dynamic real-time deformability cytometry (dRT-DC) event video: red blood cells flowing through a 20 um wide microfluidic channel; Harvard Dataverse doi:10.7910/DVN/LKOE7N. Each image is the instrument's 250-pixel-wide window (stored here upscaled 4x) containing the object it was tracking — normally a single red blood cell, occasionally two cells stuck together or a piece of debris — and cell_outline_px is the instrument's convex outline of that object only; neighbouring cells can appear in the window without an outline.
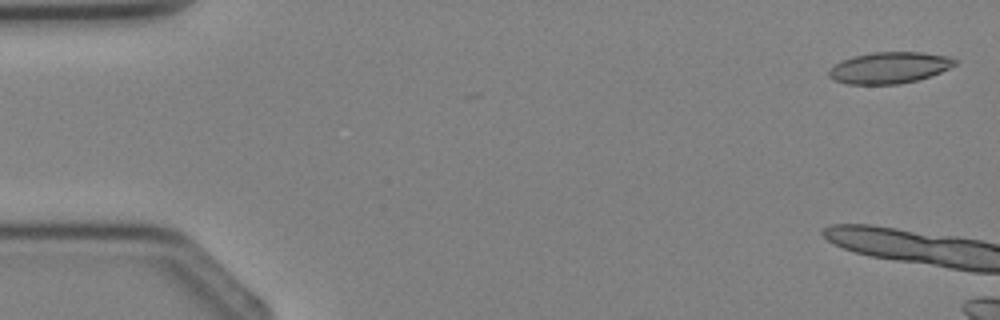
{"species": "Egyptian fruit bat (a non-hibernating species)", "species_latin": "Rousettus aegyptiacus", "temperature_condition": "cold", "stored_images_in_passage": 3, "segment_of_instrument_passage": [2, 2], "camera_frame_rate_fps": 3000, "um_per_image_px": 0.085, "animal": {"sex": "female"}, "frame": {"image": 1, "passage_image": 3, "time_ms": 3.333, "image_size_px": [1000, 320], "cell_outline_px": [[956, 64], [940, 72], [916, 80], [900, 84], [848, 84], [836, 80], [828, 76], [828, 72], [840, 60], [852, 56], [872, 52], [924, 52], [952, 56], [956, 60]], "centroid_in_image_um": [75.61, 5.74], "position_along_channel_um": 9.4, "area_um2": 23.0}}